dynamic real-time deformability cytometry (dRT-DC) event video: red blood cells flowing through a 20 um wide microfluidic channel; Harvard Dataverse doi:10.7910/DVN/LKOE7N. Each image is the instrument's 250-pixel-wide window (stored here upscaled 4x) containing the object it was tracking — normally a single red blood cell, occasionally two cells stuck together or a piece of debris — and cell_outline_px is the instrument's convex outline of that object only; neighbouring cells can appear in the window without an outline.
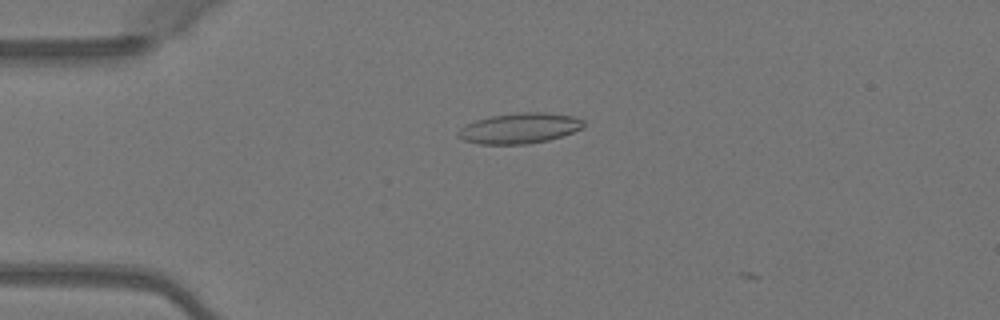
{"species": "Egyptian fruit bat (a non-hibernating species)", "species_latin": "Rousettus aegyptiacus", "temperature_condition": "warm", "stored_images_in_passage": 6, "camera_frame_rate_fps": 3000, "um_per_image_px": 0.085, "animal": {"sex": "female"}, "frame": {"image": 1, "passage_image": 4, "time_ms": 1.0, "image_size_px": [1000, 320], "cell_outline_px": [[584, 128], [548, 140], [528, 144], [480, 144], [464, 140], [456, 136], [456, 132], [460, 128], [476, 120], [492, 116], [524, 112], [544, 112], [576, 116], [584, 120]], "centroid_in_image_um": [44.18, 10.9], "position_along_channel_um": 40.8, "area_um2": 22.25}}